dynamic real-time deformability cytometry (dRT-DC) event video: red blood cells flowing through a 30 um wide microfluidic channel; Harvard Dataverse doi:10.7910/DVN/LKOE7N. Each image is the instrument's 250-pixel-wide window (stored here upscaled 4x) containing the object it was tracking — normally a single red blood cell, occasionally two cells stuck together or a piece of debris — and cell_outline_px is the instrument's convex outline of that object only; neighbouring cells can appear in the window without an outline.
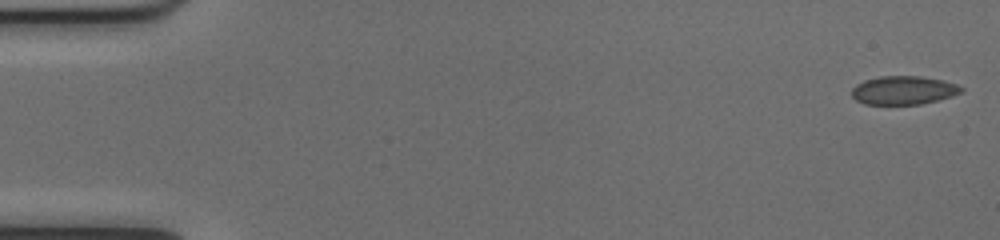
{"species": "common noctule bat (a hibernating species)", "species_latin": "Nyctalus noctula", "temperature_condition": "cold", "stored_images_in_passage": 52, "camera_frame_rate_fps": 3000, "um_per_image_px": 0.085, "animal": {"sex": "female", "body_mass_g": 17.0, "forearm_length_mm": 48.0}, "frame": {"image": 1, "passage_image": 1, "time_ms": 0.0, "image_size_px": [1000, 240], "cell_outline_px": [[964, 88], [960, 92], [952, 96], [920, 104], [864, 104], [856, 100], [852, 96], [852, 88], [856, 84], [864, 80], [880, 76], [920, 76], [940, 80], [956, 84]], "centroid_in_image_um": [76.76, 7.67], "position_along_channel_um": 8.2, "area_um2": 18.03}}
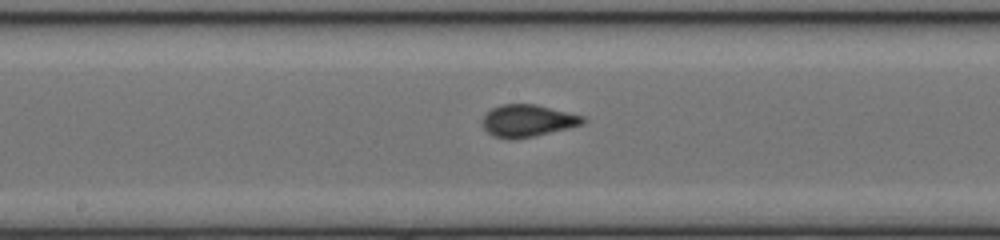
{"frame": {"image": 2, "passage_image": 27, "time_ms": 8.667, "image_size_px": [1000, 240], "cell_outline_px": [[584, 124], [568, 128], [516, 140], [508, 140], [492, 136], [484, 128], [484, 116], [492, 108], [500, 104], [536, 104], [584, 116]], "centroid_in_image_um": [44.84, 10.27], "position_along_channel_um": 203.4, "area_um2": 18.79}}
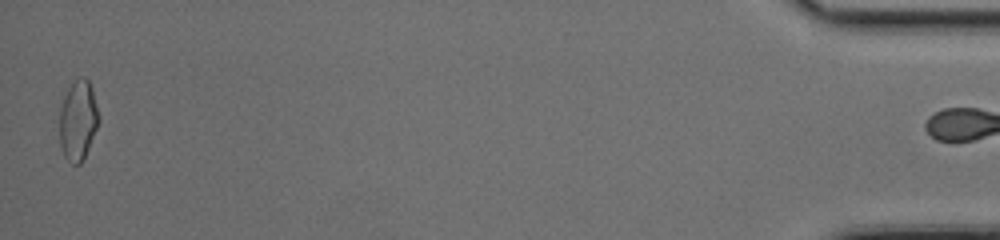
{"frame": {"image": 3, "passage_image": 51, "time_ms": 16.667, "image_size_px": [1000, 240], "cell_outline_px": [[100, 120], [88, 148], [80, 164], [72, 164], [64, 156], [60, 144], [60, 108], [64, 96], [68, 88], [80, 76], [84, 76], [88, 80], [92, 88], [100, 116]], "centroid_in_image_um": [6.64, 10.21], "position_along_channel_um": 428.6, "area_um2": 18.21}}